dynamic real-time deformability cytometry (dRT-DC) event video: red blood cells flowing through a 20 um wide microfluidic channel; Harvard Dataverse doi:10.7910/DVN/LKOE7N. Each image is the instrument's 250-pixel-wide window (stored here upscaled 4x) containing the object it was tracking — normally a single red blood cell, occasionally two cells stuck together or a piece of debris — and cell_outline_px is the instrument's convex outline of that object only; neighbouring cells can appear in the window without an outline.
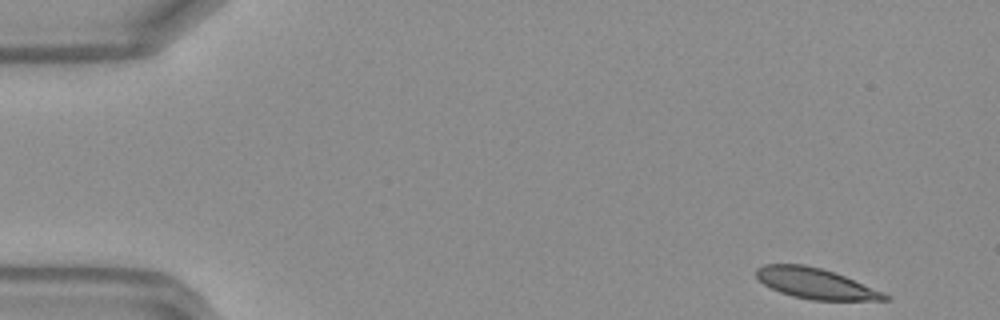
{"species": "Egyptian fruit bat (a non-hibernating species)", "species_latin": "Rousettus aegyptiacus", "temperature_condition": "warm", "stored_images_in_passage": 46, "camera_frame_rate_fps": 3000, "um_per_image_px": 0.085, "frame": {"image": 1, "passage_image": 1, "time_ms": 0.0, "image_size_px": [1000, 320], "cell_outline_px": [[892, 300], [812, 300], [792, 296], [780, 292], [764, 284], [756, 276], [756, 268], [764, 264], [804, 264], [820, 268], [844, 276], [884, 292]], "centroid_in_image_um": [69.31, 24.1], "position_along_channel_um": 15.7, "area_um2": 22.66}}
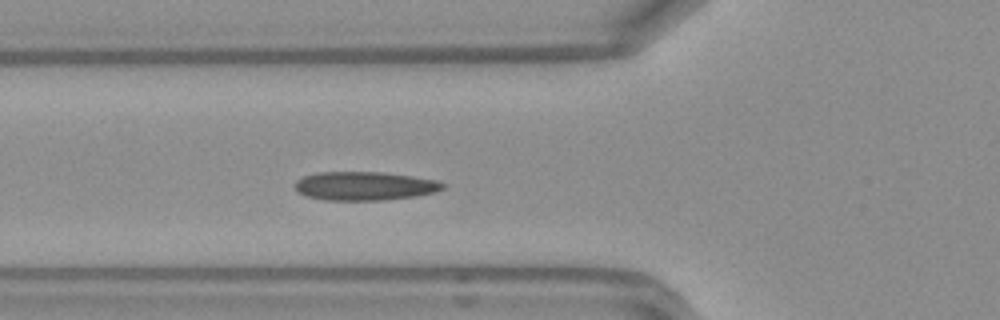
{"frame": {"image": 2, "passage_image": 15, "time_ms": 4.667, "image_size_px": [1000, 320], "cell_outline_px": [[448, 184], [444, 188], [436, 192], [416, 196], [384, 200], [324, 200], [304, 196], [296, 192], [296, 180], [304, 176], [320, 172], [380, 172], [412, 176], [436, 180]], "centroid_in_image_um": [31.0, 15.81], "position_along_channel_um": 94.8, "area_um2": 24.85}}
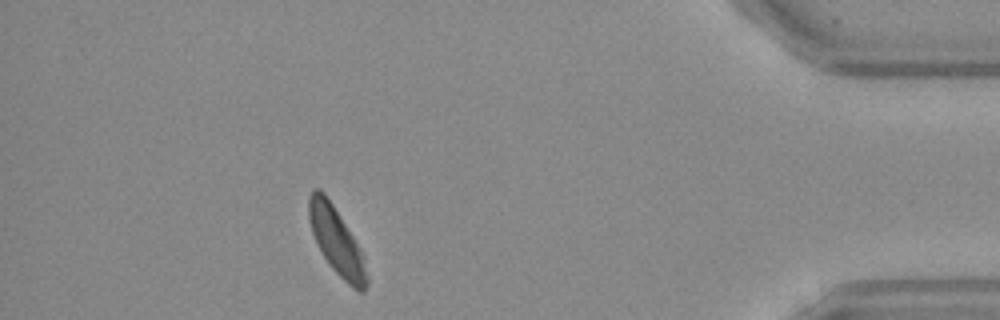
{"frame": {"image": 3, "passage_image": 41, "time_ms": 13.333, "image_size_px": [1000, 320], "cell_outline_px": [[368, 284], [364, 292], [360, 292], [352, 288], [328, 264], [312, 232], [308, 216], [308, 196], [312, 188], [320, 188], [324, 192], [340, 216], [360, 248], [364, 256], [368, 276]], "centroid_in_image_um": [28.61, 20.5], "position_along_channel_um": 406.6, "area_um2": 22.54}, "authors_computed_cell_mechanics": {"area_um2": 24.0448, "velocity_mm_per_s": 4.1642, "shape_relaxation_time_tau1_ms": 5.9098, "shape_relaxation_time_tau2_ms": 1.5805, "deformation_change_tau1": 0.1408, "deformation_change_tau2": 0.0613}}